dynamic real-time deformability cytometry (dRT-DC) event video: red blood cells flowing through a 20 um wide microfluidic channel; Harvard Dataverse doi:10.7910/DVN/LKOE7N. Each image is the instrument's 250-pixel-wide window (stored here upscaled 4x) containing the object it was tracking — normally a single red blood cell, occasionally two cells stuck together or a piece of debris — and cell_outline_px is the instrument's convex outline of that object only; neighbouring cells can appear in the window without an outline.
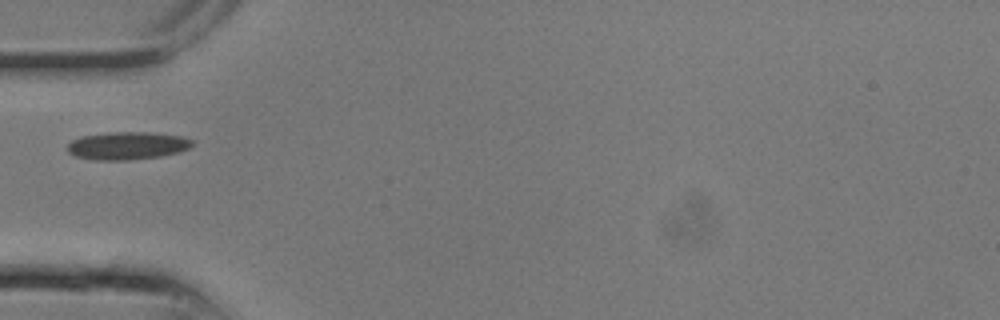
{"species": "common noctule bat (a hibernating species)", "species_latin": "Nyctalus noctula", "temperature_condition": "room temperature", "stored_images_in_passage": 9, "camera_frame_rate_fps": 3000, "um_per_image_px": 0.085, "animal": {"sex": "male", "body_mass_g": 13.3}, "frame": {"image": 1, "passage_image": 1, "time_ms": 0.0, "image_size_px": [1000, 320], "cell_outline_px": [[192, 144], [188, 148], [180, 152], [160, 156], [128, 160], [92, 160], [76, 156], [68, 152], [68, 144], [72, 140], [80, 136], [108, 132], [148, 132], [184, 136], [192, 140]], "centroid_in_image_um": [10.81, 12.38], "position_along_channel_um": 74.2, "area_um2": 20.29}}
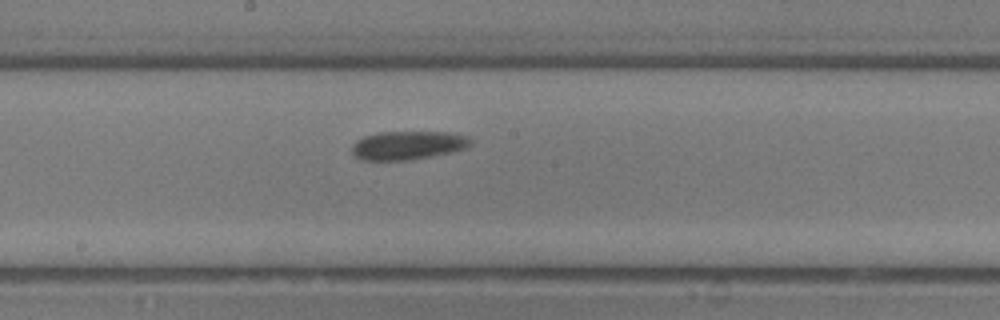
{"frame": {"image": 2, "passage_image": 6, "time_ms": 1.667, "image_size_px": [1000, 320], "cell_outline_px": [[472, 144], [468, 148], [452, 152], [432, 156], [408, 160], [360, 160], [352, 156], [352, 144], [356, 140], [364, 136], [376, 132], [444, 132], [468, 136], [472, 140]], "centroid_in_image_um": [34.65, 12.35], "position_along_channel_um": 213.6, "area_um2": 20.06}}
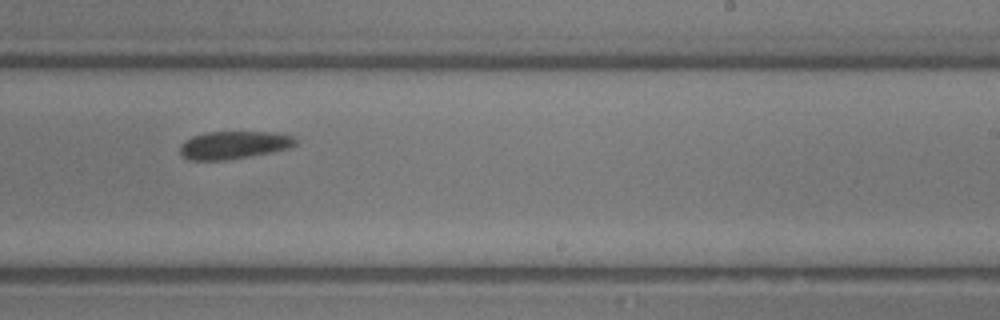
{"frame": {"image": 3, "passage_image": 8, "time_ms": 2.333, "image_size_px": [1000, 320], "cell_outline_px": [[296, 144], [292, 148], [252, 156], [228, 160], [188, 160], [180, 152], [180, 144], [192, 136], [204, 132], [276, 132], [292, 136], [296, 140]], "centroid_in_image_um": [19.89, 12.33], "position_along_channel_um": 269.1, "area_um2": 18.9}}